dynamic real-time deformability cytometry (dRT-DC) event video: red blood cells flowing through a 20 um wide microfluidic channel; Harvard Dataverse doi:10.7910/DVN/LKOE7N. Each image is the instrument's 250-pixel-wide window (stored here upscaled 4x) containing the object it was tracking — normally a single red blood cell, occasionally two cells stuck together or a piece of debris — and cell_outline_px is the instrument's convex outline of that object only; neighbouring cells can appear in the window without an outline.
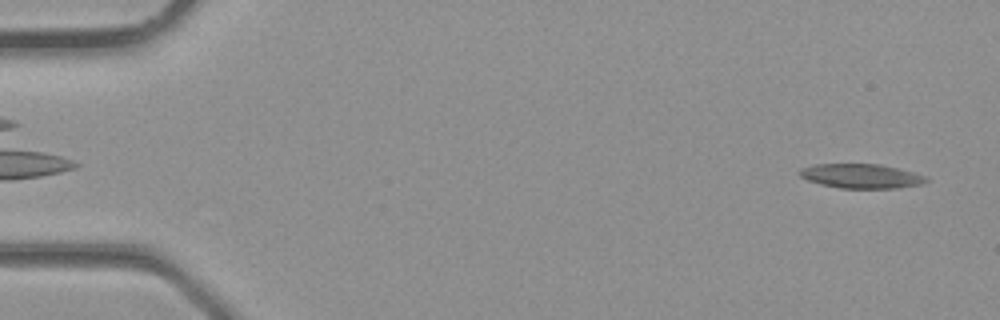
{"species": "common noctule bat (a hibernating species)", "species_latin": "Nyctalus noctula", "temperature_condition": "room temperature", "stored_images_in_passage": 3, "camera_frame_rate_fps": 3000, "um_per_image_px": 0.085, "animal": {"sex": "male", "body_mass_g": 23.1, "forearm_length_mm": 52.7}, "frame": {"image": 1, "passage_image": 3, "time_ms": 0.667, "image_size_px": [1000, 320], "cell_outline_px": [[928, 180], [924, 184], [900, 188], [840, 188], [820, 184], [808, 180], [800, 176], [800, 168], [812, 164], [880, 164], [900, 168], [924, 176]], "centroid_in_image_um": [73.21, 14.96], "position_along_channel_um": 11.8, "area_um2": 18.03}}